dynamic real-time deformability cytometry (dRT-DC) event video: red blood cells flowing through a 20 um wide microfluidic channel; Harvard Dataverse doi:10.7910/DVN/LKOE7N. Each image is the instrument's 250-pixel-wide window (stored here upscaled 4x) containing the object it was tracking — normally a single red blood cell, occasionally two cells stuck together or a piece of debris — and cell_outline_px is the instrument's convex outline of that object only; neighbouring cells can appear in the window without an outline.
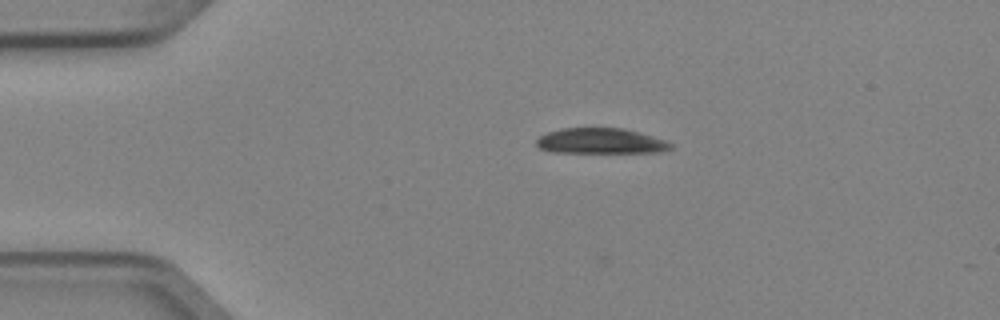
{"species": "Egyptian fruit bat (a non-hibernating species)", "species_latin": "Rousettus aegyptiacus", "temperature_condition": "cold", "stored_images_in_passage": 1, "camera_frame_rate_fps": 3000, "um_per_image_px": 0.085, "animal": {"sex": "female"}, "frame": {"image": 1, "passage_image": 1, "time_ms": 0.0, "image_size_px": [1000, 320], "cell_outline_px": [[672, 148], [660, 152], [552, 152], [540, 148], [536, 144], [536, 140], [540, 136], [548, 132], [560, 128], [624, 128], [640, 132], [664, 140], [672, 144]], "centroid_in_image_um": [51.05, 11.98], "position_along_channel_um": 34.0, "area_um2": 19.83}}